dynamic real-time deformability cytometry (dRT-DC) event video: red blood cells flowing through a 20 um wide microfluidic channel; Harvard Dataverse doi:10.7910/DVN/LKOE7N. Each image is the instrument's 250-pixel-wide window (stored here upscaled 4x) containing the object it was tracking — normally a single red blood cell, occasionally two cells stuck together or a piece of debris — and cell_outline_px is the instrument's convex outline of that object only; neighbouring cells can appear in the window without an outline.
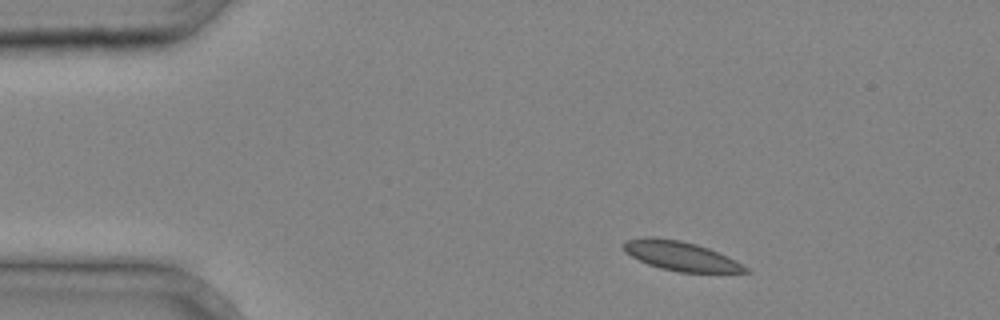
{"species": "common noctule bat (a hibernating species)", "species_latin": "Nyctalus noctula", "temperature_condition": "cold", "stored_images_in_passage": 2, "camera_frame_rate_fps": 3000, "um_per_image_px": 0.085, "animal": {"sex": "male", "body_mass_g": 20.4}, "frame": {"image": 1, "passage_image": 1, "time_ms": 0.0, "image_size_px": [1000, 320], "cell_outline_px": [[752, 272], [680, 272], [660, 268], [648, 264], [624, 252], [620, 244], [624, 240], [644, 236], [652, 236], [680, 240], [696, 244], [708, 248], [736, 260], [748, 268]], "centroid_in_image_um": [57.8, 21.73], "position_along_channel_um": 27.2, "area_um2": 20.92}}